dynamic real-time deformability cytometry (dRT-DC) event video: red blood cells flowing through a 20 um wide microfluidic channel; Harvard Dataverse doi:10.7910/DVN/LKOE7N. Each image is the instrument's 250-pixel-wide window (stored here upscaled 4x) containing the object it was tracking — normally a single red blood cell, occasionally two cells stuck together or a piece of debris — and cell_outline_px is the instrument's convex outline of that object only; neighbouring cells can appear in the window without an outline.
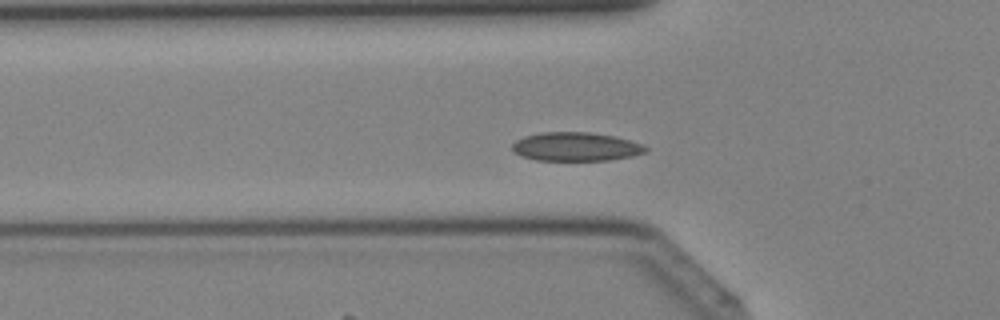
{"species": "Egyptian fruit bat (a non-hibernating species)", "species_latin": "Rousettus aegyptiacus", "temperature_condition": "cold", "stored_images_in_passage": 41, "segment_of_instrument_passage": [1, 2], "camera_frame_rate_fps": 3000, "um_per_image_px": 0.085, "animal": {"sex": "female"}, "frame": {"image": 1, "passage_image": 13, "time_ms": 4.0, "image_size_px": [1000, 320], "cell_outline_px": [[648, 152], [632, 156], [608, 160], [536, 160], [520, 156], [512, 152], [512, 144], [516, 140], [524, 136], [540, 132], [592, 132], [616, 136], [644, 144], [648, 148]], "centroid_in_image_um": [48.96, 12.46], "position_along_channel_um": 76.8, "area_um2": 22.66}}
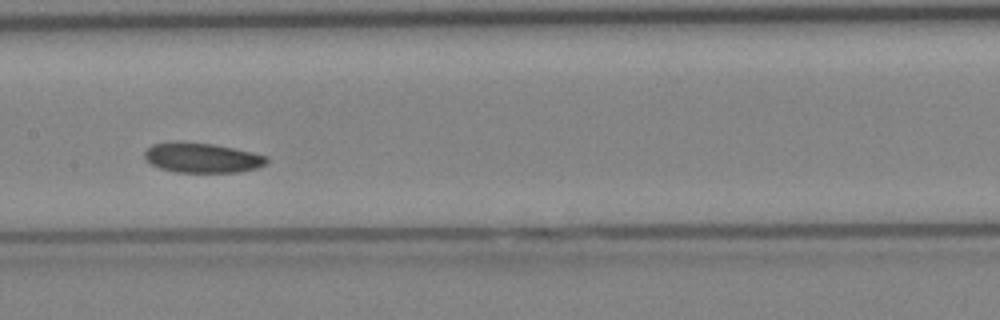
{"frame": {"image": 2, "passage_image": 20, "time_ms": 6.333, "image_size_px": [1000, 320], "cell_outline_px": [[268, 160], [264, 164], [256, 168], [240, 172], [176, 172], [160, 168], [152, 164], [144, 156], [144, 152], [152, 144], [212, 144], [252, 152], [268, 156]], "centroid_in_image_um": [17.23, 13.45], "position_along_channel_um": 190.2, "area_um2": 20.4}}
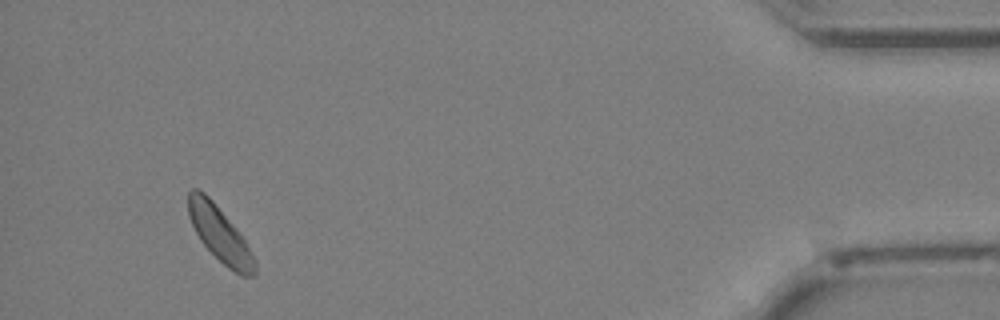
{"frame": {"image": 3, "passage_image": 38, "time_ms": 12.333, "image_size_px": [1000, 320], "cell_outline_px": [[256, 272], [252, 276], [240, 276], [228, 268], [200, 240], [188, 216], [188, 192], [192, 188], [200, 188], [212, 200], [240, 232], [256, 260]], "centroid_in_image_um": [18.69, 19.89], "position_along_channel_um": 416.5, "area_um2": 21.27}}